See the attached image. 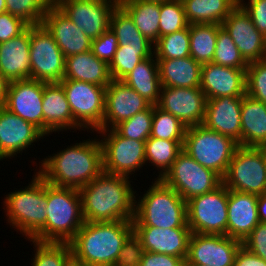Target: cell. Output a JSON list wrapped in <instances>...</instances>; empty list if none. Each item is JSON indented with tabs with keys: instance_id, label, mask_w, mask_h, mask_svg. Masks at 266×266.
<instances>
[{
	"instance_id": "6da1fadb",
	"label": "cell",
	"mask_w": 266,
	"mask_h": 266,
	"mask_svg": "<svg viewBox=\"0 0 266 266\" xmlns=\"http://www.w3.org/2000/svg\"><path fill=\"white\" fill-rule=\"evenodd\" d=\"M128 177L102 172L79 189L86 222L133 220L135 192Z\"/></svg>"
},
{
	"instance_id": "7a4b0ae2",
	"label": "cell",
	"mask_w": 266,
	"mask_h": 266,
	"mask_svg": "<svg viewBox=\"0 0 266 266\" xmlns=\"http://www.w3.org/2000/svg\"><path fill=\"white\" fill-rule=\"evenodd\" d=\"M48 157L41 160L37 173L54 186L80 189L103 172L100 139L75 143Z\"/></svg>"
},
{
	"instance_id": "3957f363",
	"label": "cell",
	"mask_w": 266,
	"mask_h": 266,
	"mask_svg": "<svg viewBox=\"0 0 266 266\" xmlns=\"http://www.w3.org/2000/svg\"><path fill=\"white\" fill-rule=\"evenodd\" d=\"M132 233V220L85 221L69 245L72 254L88 266H114L124 242Z\"/></svg>"
},
{
	"instance_id": "277c9868",
	"label": "cell",
	"mask_w": 266,
	"mask_h": 266,
	"mask_svg": "<svg viewBox=\"0 0 266 266\" xmlns=\"http://www.w3.org/2000/svg\"><path fill=\"white\" fill-rule=\"evenodd\" d=\"M46 201L45 226L31 240L69 243L85 222L79 189L46 182Z\"/></svg>"
},
{
	"instance_id": "5b68a950",
	"label": "cell",
	"mask_w": 266,
	"mask_h": 266,
	"mask_svg": "<svg viewBox=\"0 0 266 266\" xmlns=\"http://www.w3.org/2000/svg\"><path fill=\"white\" fill-rule=\"evenodd\" d=\"M149 188L138 202L135 201L133 226L189 227L187 202L174 189L157 178Z\"/></svg>"
},
{
	"instance_id": "8992f818",
	"label": "cell",
	"mask_w": 266,
	"mask_h": 266,
	"mask_svg": "<svg viewBox=\"0 0 266 266\" xmlns=\"http://www.w3.org/2000/svg\"><path fill=\"white\" fill-rule=\"evenodd\" d=\"M6 216L10 226L32 239L46 222V181L36 172L31 183L6 195Z\"/></svg>"
},
{
	"instance_id": "52a82bcc",
	"label": "cell",
	"mask_w": 266,
	"mask_h": 266,
	"mask_svg": "<svg viewBox=\"0 0 266 266\" xmlns=\"http://www.w3.org/2000/svg\"><path fill=\"white\" fill-rule=\"evenodd\" d=\"M238 146L232 138L202 124L186 129L183 150L200 165L223 178Z\"/></svg>"
},
{
	"instance_id": "ba28073f",
	"label": "cell",
	"mask_w": 266,
	"mask_h": 266,
	"mask_svg": "<svg viewBox=\"0 0 266 266\" xmlns=\"http://www.w3.org/2000/svg\"><path fill=\"white\" fill-rule=\"evenodd\" d=\"M222 183L237 192L261 195L266 192V148L238 146Z\"/></svg>"
},
{
	"instance_id": "9c48e42d",
	"label": "cell",
	"mask_w": 266,
	"mask_h": 266,
	"mask_svg": "<svg viewBox=\"0 0 266 266\" xmlns=\"http://www.w3.org/2000/svg\"><path fill=\"white\" fill-rule=\"evenodd\" d=\"M228 196L229 189L221 183L187 201V224L192 233L227 235Z\"/></svg>"
},
{
	"instance_id": "30bf717a",
	"label": "cell",
	"mask_w": 266,
	"mask_h": 266,
	"mask_svg": "<svg viewBox=\"0 0 266 266\" xmlns=\"http://www.w3.org/2000/svg\"><path fill=\"white\" fill-rule=\"evenodd\" d=\"M160 179L186 202L193 197L213 191L222 183V178L217 173L200 165L184 150Z\"/></svg>"
},
{
	"instance_id": "8fae6325",
	"label": "cell",
	"mask_w": 266,
	"mask_h": 266,
	"mask_svg": "<svg viewBox=\"0 0 266 266\" xmlns=\"http://www.w3.org/2000/svg\"><path fill=\"white\" fill-rule=\"evenodd\" d=\"M66 94L74 121L92 132L103 124L106 87L76 80L59 82Z\"/></svg>"
},
{
	"instance_id": "7c38bea8",
	"label": "cell",
	"mask_w": 266,
	"mask_h": 266,
	"mask_svg": "<svg viewBox=\"0 0 266 266\" xmlns=\"http://www.w3.org/2000/svg\"><path fill=\"white\" fill-rule=\"evenodd\" d=\"M30 62V79L44 83L63 80L65 56L42 24L30 26Z\"/></svg>"
},
{
	"instance_id": "4fadbf2b",
	"label": "cell",
	"mask_w": 266,
	"mask_h": 266,
	"mask_svg": "<svg viewBox=\"0 0 266 266\" xmlns=\"http://www.w3.org/2000/svg\"><path fill=\"white\" fill-rule=\"evenodd\" d=\"M97 132L105 137L100 140L104 172L129 178L130 174H134L131 172L140 170L146 164L145 141L125 138L110 128Z\"/></svg>"
},
{
	"instance_id": "5bb4252c",
	"label": "cell",
	"mask_w": 266,
	"mask_h": 266,
	"mask_svg": "<svg viewBox=\"0 0 266 266\" xmlns=\"http://www.w3.org/2000/svg\"><path fill=\"white\" fill-rule=\"evenodd\" d=\"M53 3L91 40L110 27L116 4L101 0H53Z\"/></svg>"
},
{
	"instance_id": "9a60e30c",
	"label": "cell",
	"mask_w": 266,
	"mask_h": 266,
	"mask_svg": "<svg viewBox=\"0 0 266 266\" xmlns=\"http://www.w3.org/2000/svg\"><path fill=\"white\" fill-rule=\"evenodd\" d=\"M242 241L220 234L192 233L184 263L233 266Z\"/></svg>"
},
{
	"instance_id": "2e32d148",
	"label": "cell",
	"mask_w": 266,
	"mask_h": 266,
	"mask_svg": "<svg viewBox=\"0 0 266 266\" xmlns=\"http://www.w3.org/2000/svg\"><path fill=\"white\" fill-rule=\"evenodd\" d=\"M207 98L200 87H161L156 105L161 110L177 117L185 127L202 125L205 118Z\"/></svg>"
},
{
	"instance_id": "e0dca14e",
	"label": "cell",
	"mask_w": 266,
	"mask_h": 266,
	"mask_svg": "<svg viewBox=\"0 0 266 266\" xmlns=\"http://www.w3.org/2000/svg\"><path fill=\"white\" fill-rule=\"evenodd\" d=\"M43 92L44 82L35 79L11 81L2 106L43 133Z\"/></svg>"
},
{
	"instance_id": "ac0fdd59",
	"label": "cell",
	"mask_w": 266,
	"mask_h": 266,
	"mask_svg": "<svg viewBox=\"0 0 266 266\" xmlns=\"http://www.w3.org/2000/svg\"><path fill=\"white\" fill-rule=\"evenodd\" d=\"M221 25L230 34L247 63L266 59V37L257 30L250 16L239 4Z\"/></svg>"
},
{
	"instance_id": "d6986e66",
	"label": "cell",
	"mask_w": 266,
	"mask_h": 266,
	"mask_svg": "<svg viewBox=\"0 0 266 266\" xmlns=\"http://www.w3.org/2000/svg\"><path fill=\"white\" fill-rule=\"evenodd\" d=\"M150 105L122 80H112L106 87L104 119L99 130H107L109 127L113 129L138 112L146 110Z\"/></svg>"
},
{
	"instance_id": "ffe728a7",
	"label": "cell",
	"mask_w": 266,
	"mask_h": 266,
	"mask_svg": "<svg viewBox=\"0 0 266 266\" xmlns=\"http://www.w3.org/2000/svg\"><path fill=\"white\" fill-rule=\"evenodd\" d=\"M44 136L32 123L0 105V160L23 152Z\"/></svg>"
},
{
	"instance_id": "44dd1931",
	"label": "cell",
	"mask_w": 266,
	"mask_h": 266,
	"mask_svg": "<svg viewBox=\"0 0 266 266\" xmlns=\"http://www.w3.org/2000/svg\"><path fill=\"white\" fill-rule=\"evenodd\" d=\"M144 251L181 257L188 255L192 231L189 227L158 228L153 226H133Z\"/></svg>"
},
{
	"instance_id": "7402d4cb",
	"label": "cell",
	"mask_w": 266,
	"mask_h": 266,
	"mask_svg": "<svg viewBox=\"0 0 266 266\" xmlns=\"http://www.w3.org/2000/svg\"><path fill=\"white\" fill-rule=\"evenodd\" d=\"M41 24L53 36L65 58L91 50L92 40L54 3L47 9Z\"/></svg>"
},
{
	"instance_id": "603a6c76",
	"label": "cell",
	"mask_w": 266,
	"mask_h": 266,
	"mask_svg": "<svg viewBox=\"0 0 266 266\" xmlns=\"http://www.w3.org/2000/svg\"><path fill=\"white\" fill-rule=\"evenodd\" d=\"M243 96L207 99L203 125L232 138L241 146V103Z\"/></svg>"
},
{
	"instance_id": "cb8c5ba5",
	"label": "cell",
	"mask_w": 266,
	"mask_h": 266,
	"mask_svg": "<svg viewBox=\"0 0 266 266\" xmlns=\"http://www.w3.org/2000/svg\"><path fill=\"white\" fill-rule=\"evenodd\" d=\"M200 88L207 99L246 94V69L202 64Z\"/></svg>"
},
{
	"instance_id": "d4e9b609",
	"label": "cell",
	"mask_w": 266,
	"mask_h": 266,
	"mask_svg": "<svg viewBox=\"0 0 266 266\" xmlns=\"http://www.w3.org/2000/svg\"><path fill=\"white\" fill-rule=\"evenodd\" d=\"M0 73L9 81L31 78L30 26L0 43Z\"/></svg>"
},
{
	"instance_id": "484cf974",
	"label": "cell",
	"mask_w": 266,
	"mask_h": 266,
	"mask_svg": "<svg viewBox=\"0 0 266 266\" xmlns=\"http://www.w3.org/2000/svg\"><path fill=\"white\" fill-rule=\"evenodd\" d=\"M258 196L229 190L227 236L243 241L260 222Z\"/></svg>"
},
{
	"instance_id": "4316f807",
	"label": "cell",
	"mask_w": 266,
	"mask_h": 266,
	"mask_svg": "<svg viewBox=\"0 0 266 266\" xmlns=\"http://www.w3.org/2000/svg\"><path fill=\"white\" fill-rule=\"evenodd\" d=\"M43 134L81 127L74 121L65 91L60 83H44Z\"/></svg>"
},
{
	"instance_id": "83f0119b",
	"label": "cell",
	"mask_w": 266,
	"mask_h": 266,
	"mask_svg": "<svg viewBox=\"0 0 266 266\" xmlns=\"http://www.w3.org/2000/svg\"><path fill=\"white\" fill-rule=\"evenodd\" d=\"M63 80H76L107 87L112 81L109 64L91 50L65 58Z\"/></svg>"
},
{
	"instance_id": "f1b7e54d",
	"label": "cell",
	"mask_w": 266,
	"mask_h": 266,
	"mask_svg": "<svg viewBox=\"0 0 266 266\" xmlns=\"http://www.w3.org/2000/svg\"><path fill=\"white\" fill-rule=\"evenodd\" d=\"M241 146L266 148V104L247 94L241 103Z\"/></svg>"
},
{
	"instance_id": "f546056e",
	"label": "cell",
	"mask_w": 266,
	"mask_h": 266,
	"mask_svg": "<svg viewBox=\"0 0 266 266\" xmlns=\"http://www.w3.org/2000/svg\"><path fill=\"white\" fill-rule=\"evenodd\" d=\"M161 86L200 87L202 64L191 56L178 59H157Z\"/></svg>"
},
{
	"instance_id": "4dcf8cb0",
	"label": "cell",
	"mask_w": 266,
	"mask_h": 266,
	"mask_svg": "<svg viewBox=\"0 0 266 266\" xmlns=\"http://www.w3.org/2000/svg\"><path fill=\"white\" fill-rule=\"evenodd\" d=\"M122 81L137 91L151 105L158 104L162 86L158 61L154 54L138 63Z\"/></svg>"
},
{
	"instance_id": "1f68e13d",
	"label": "cell",
	"mask_w": 266,
	"mask_h": 266,
	"mask_svg": "<svg viewBox=\"0 0 266 266\" xmlns=\"http://www.w3.org/2000/svg\"><path fill=\"white\" fill-rule=\"evenodd\" d=\"M182 2L189 25H221L238 5V0H182Z\"/></svg>"
},
{
	"instance_id": "d6a6232c",
	"label": "cell",
	"mask_w": 266,
	"mask_h": 266,
	"mask_svg": "<svg viewBox=\"0 0 266 266\" xmlns=\"http://www.w3.org/2000/svg\"><path fill=\"white\" fill-rule=\"evenodd\" d=\"M120 6L130 15L141 34L154 44L159 38L160 3L122 0Z\"/></svg>"
},
{
	"instance_id": "836d02e7",
	"label": "cell",
	"mask_w": 266,
	"mask_h": 266,
	"mask_svg": "<svg viewBox=\"0 0 266 266\" xmlns=\"http://www.w3.org/2000/svg\"><path fill=\"white\" fill-rule=\"evenodd\" d=\"M109 28L116 35L118 46L154 48L153 43L141 34L130 15L120 5L111 14Z\"/></svg>"
},
{
	"instance_id": "e575fe53",
	"label": "cell",
	"mask_w": 266,
	"mask_h": 266,
	"mask_svg": "<svg viewBox=\"0 0 266 266\" xmlns=\"http://www.w3.org/2000/svg\"><path fill=\"white\" fill-rule=\"evenodd\" d=\"M219 24H190V56L201 64L213 60Z\"/></svg>"
},
{
	"instance_id": "d590c367",
	"label": "cell",
	"mask_w": 266,
	"mask_h": 266,
	"mask_svg": "<svg viewBox=\"0 0 266 266\" xmlns=\"http://www.w3.org/2000/svg\"><path fill=\"white\" fill-rule=\"evenodd\" d=\"M184 140H164L149 137L145 141V160L146 162L160 168L157 179L162 178L170 169L179 153L183 150Z\"/></svg>"
},
{
	"instance_id": "8d00e7d4",
	"label": "cell",
	"mask_w": 266,
	"mask_h": 266,
	"mask_svg": "<svg viewBox=\"0 0 266 266\" xmlns=\"http://www.w3.org/2000/svg\"><path fill=\"white\" fill-rule=\"evenodd\" d=\"M154 48H132L118 46L113 60L109 64L112 80H122L142 60L151 57Z\"/></svg>"
},
{
	"instance_id": "74e56055",
	"label": "cell",
	"mask_w": 266,
	"mask_h": 266,
	"mask_svg": "<svg viewBox=\"0 0 266 266\" xmlns=\"http://www.w3.org/2000/svg\"><path fill=\"white\" fill-rule=\"evenodd\" d=\"M153 45L156 59H178L190 56L189 26L159 37Z\"/></svg>"
},
{
	"instance_id": "f35d334b",
	"label": "cell",
	"mask_w": 266,
	"mask_h": 266,
	"mask_svg": "<svg viewBox=\"0 0 266 266\" xmlns=\"http://www.w3.org/2000/svg\"><path fill=\"white\" fill-rule=\"evenodd\" d=\"M187 127L171 113L153 105V122L150 137L164 140H184Z\"/></svg>"
},
{
	"instance_id": "ab89813d",
	"label": "cell",
	"mask_w": 266,
	"mask_h": 266,
	"mask_svg": "<svg viewBox=\"0 0 266 266\" xmlns=\"http://www.w3.org/2000/svg\"><path fill=\"white\" fill-rule=\"evenodd\" d=\"M212 63L236 69H247L248 67V63L240 54L230 34L222 26L218 29Z\"/></svg>"
},
{
	"instance_id": "60d3db41",
	"label": "cell",
	"mask_w": 266,
	"mask_h": 266,
	"mask_svg": "<svg viewBox=\"0 0 266 266\" xmlns=\"http://www.w3.org/2000/svg\"><path fill=\"white\" fill-rule=\"evenodd\" d=\"M6 12L21 18L29 26L40 25L53 0H5Z\"/></svg>"
},
{
	"instance_id": "b9f144b4",
	"label": "cell",
	"mask_w": 266,
	"mask_h": 266,
	"mask_svg": "<svg viewBox=\"0 0 266 266\" xmlns=\"http://www.w3.org/2000/svg\"><path fill=\"white\" fill-rule=\"evenodd\" d=\"M153 122V105L138 112L131 118L116 125L113 129L125 138L146 141L151 134Z\"/></svg>"
},
{
	"instance_id": "7bdbcfd3",
	"label": "cell",
	"mask_w": 266,
	"mask_h": 266,
	"mask_svg": "<svg viewBox=\"0 0 266 266\" xmlns=\"http://www.w3.org/2000/svg\"><path fill=\"white\" fill-rule=\"evenodd\" d=\"M159 37L183 30L189 26L182 0L160 3Z\"/></svg>"
},
{
	"instance_id": "ee69618b",
	"label": "cell",
	"mask_w": 266,
	"mask_h": 266,
	"mask_svg": "<svg viewBox=\"0 0 266 266\" xmlns=\"http://www.w3.org/2000/svg\"><path fill=\"white\" fill-rule=\"evenodd\" d=\"M30 241L36 247L32 266H63L72 254L69 243Z\"/></svg>"
},
{
	"instance_id": "f6af8a7d",
	"label": "cell",
	"mask_w": 266,
	"mask_h": 266,
	"mask_svg": "<svg viewBox=\"0 0 266 266\" xmlns=\"http://www.w3.org/2000/svg\"><path fill=\"white\" fill-rule=\"evenodd\" d=\"M246 94L266 104V59L248 63Z\"/></svg>"
},
{
	"instance_id": "bcb514c9",
	"label": "cell",
	"mask_w": 266,
	"mask_h": 266,
	"mask_svg": "<svg viewBox=\"0 0 266 266\" xmlns=\"http://www.w3.org/2000/svg\"><path fill=\"white\" fill-rule=\"evenodd\" d=\"M143 253L142 243L133 232L124 242L114 266H139Z\"/></svg>"
},
{
	"instance_id": "7dc6e473",
	"label": "cell",
	"mask_w": 266,
	"mask_h": 266,
	"mask_svg": "<svg viewBox=\"0 0 266 266\" xmlns=\"http://www.w3.org/2000/svg\"><path fill=\"white\" fill-rule=\"evenodd\" d=\"M117 48V37L110 28L98 38L92 40L91 51L97 58L108 64L113 60Z\"/></svg>"
},
{
	"instance_id": "c3c4849f",
	"label": "cell",
	"mask_w": 266,
	"mask_h": 266,
	"mask_svg": "<svg viewBox=\"0 0 266 266\" xmlns=\"http://www.w3.org/2000/svg\"><path fill=\"white\" fill-rule=\"evenodd\" d=\"M242 246L266 261V223L259 222L243 239Z\"/></svg>"
},
{
	"instance_id": "681fc988",
	"label": "cell",
	"mask_w": 266,
	"mask_h": 266,
	"mask_svg": "<svg viewBox=\"0 0 266 266\" xmlns=\"http://www.w3.org/2000/svg\"><path fill=\"white\" fill-rule=\"evenodd\" d=\"M29 25L21 18L8 12L0 13V43L22 33Z\"/></svg>"
},
{
	"instance_id": "f907efd6",
	"label": "cell",
	"mask_w": 266,
	"mask_h": 266,
	"mask_svg": "<svg viewBox=\"0 0 266 266\" xmlns=\"http://www.w3.org/2000/svg\"><path fill=\"white\" fill-rule=\"evenodd\" d=\"M238 4L250 16L257 30L266 37V0H248L247 4L238 0Z\"/></svg>"
},
{
	"instance_id": "816d5d0a",
	"label": "cell",
	"mask_w": 266,
	"mask_h": 266,
	"mask_svg": "<svg viewBox=\"0 0 266 266\" xmlns=\"http://www.w3.org/2000/svg\"><path fill=\"white\" fill-rule=\"evenodd\" d=\"M139 266H184V260L181 257L144 251Z\"/></svg>"
},
{
	"instance_id": "f5cc1de1",
	"label": "cell",
	"mask_w": 266,
	"mask_h": 266,
	"mask_svg": "<svg viewBox=\"0 0 266 266\" xmlns=\"http://www.w3.org/2000/svg\"><path fill=\"white\" fill-rule=\"evenodd\" d=\"M233 266H266V261L241 245L236 253Z\"/></svg>"
},
{
	"instance_id": "db71d44e",
	"label": "cell",
	"mask_w": 266,
	"mask_h": 266,
	"mask_svg": "<svg viewBox=\"0 0 266 266\" xmlns=\"http://www.w3.org/2000/svg\"><path fill=\"white\" fill-rule=\"evenodd\" d=\"M257 209L260 222L266 223V192L258 196Z\"/></svg>"
},
{
	"instance_id": "11a10c76",
	"label": "cell",
	"mask_w": 266,
	"mask_h": 266,
	"mask_svg": "<svg viewBox=\"0 0 266 266\" xmlns=\"http://www.w3.org/2000/svg\"><path fill=\"white\" fill-rule=\"evenodd\" d=\"M9 81L0 73V105H3L8 92Z\"/></svg>"
},
{
	"instance_id": "9f6ffc18",
	"label": "cell",
	"mask_w": 266,
	"mask_h": 266,
	"mask_svg": "<svg viewBox=\"0 0 266 266\" xmlns=\"http://www.w3.org/2000/svg\"><path fill=\"white\" fill-rule=\"evenodd\" d=\"M63 266H88L84 261L76 258L71 254L66 260Z\"/></svg>"
},
{
	"instance_id": "6f0895ef",
	"label": "cell",
	"mask_w": 266,
	"mask_h": 266,
	"mask_svg": "<svg viewBox=\"0 0 266 266\" xmlns=\"http://www.w3.org/2000/svg\"><path fill=\"white\" fill-rule=\"evenodd\" d=\"M6 12V2L5 0H0V13Z\"/></svg>"
},
{
	"instance_id": "680465c9",
	"label": "cell",
	"mask_w": 266,
	"mask_h": 266,
	"mask_svg": "<svg viewBox=\"0 0 266 266\" xmlns=\"http://www.w3.org/2000/svg\"><path fill=\"white\" fill-rule=\"evenodd\" d=\"M101 1H106L119 6L122 0H101Z\"/></svg>"
},
{
	"instance_id": "91938a15",
	"label": "cell",
	"mask_w": 266,
	"mask_h": 266,
	"mask_svg": "<svg viewBox=\"0 0 266 266\" xmlns=\"http://www.w3.org/2000/svg\"><path fill=\"white\" fill-rule=\"evenodd\" d=\"M184 266H210V265H199L194 263H184Z\"/></svg>"
},
{
	"instance_id": "94428289",
	"label": "cell",
	"mask_w": 266,
	"mask_h": 266,
	"mask_svg": "<svg viewBox=\"0 0 266 266\" xmlns=\"http://www.w3.org/2000/svg\"><path fill=\"white\" fill-rule=\"evenodd\" d=\"M142 1H150V2H158V3H161V2H166V1H170V0H142Z\"/></svg>"
}]
</instances>
